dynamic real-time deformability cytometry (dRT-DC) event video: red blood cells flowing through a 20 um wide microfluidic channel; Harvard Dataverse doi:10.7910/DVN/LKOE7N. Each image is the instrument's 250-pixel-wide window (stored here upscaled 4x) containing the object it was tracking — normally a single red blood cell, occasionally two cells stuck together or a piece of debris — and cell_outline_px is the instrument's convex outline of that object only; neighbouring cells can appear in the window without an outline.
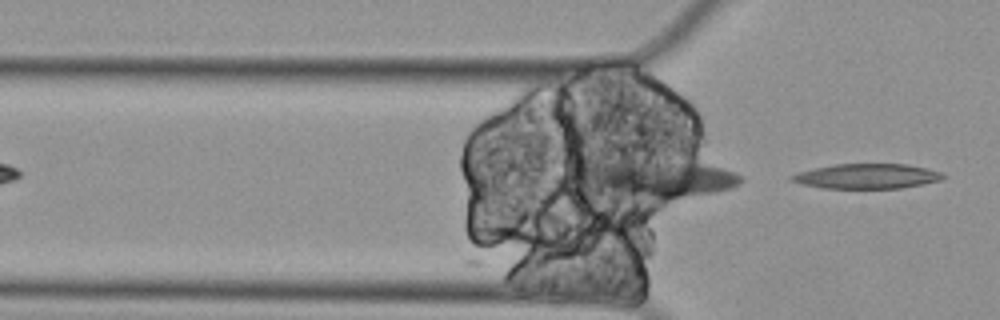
{"species": "Egyptian fruit bat (a non-hibernating species)", "species_latin": "Rousettus aegyptiacus", "temperature_condition": "cold", "stored_images_in_passage": 3, "camera_frame_rate_fps": 3000, "um_per_image_px": 0.085, "animal": {"sex": "female"}, "frame": {"image": 1, "passage_image": 3, "time_ms": 0.667, "image_size_px": [1000, 320], "cell_outline_px": [[948, 176], [940, 180], [900, 188], [824, 188], [804, 184], [792, 180], [788, 176], [812, 168], [836, 164], [908, 164], [928, 168], [940, 172]], "centroid_in_image_um": [73.72, 14.97], "position_along_channel_um": 52.1, "area_um2": 21.79}}